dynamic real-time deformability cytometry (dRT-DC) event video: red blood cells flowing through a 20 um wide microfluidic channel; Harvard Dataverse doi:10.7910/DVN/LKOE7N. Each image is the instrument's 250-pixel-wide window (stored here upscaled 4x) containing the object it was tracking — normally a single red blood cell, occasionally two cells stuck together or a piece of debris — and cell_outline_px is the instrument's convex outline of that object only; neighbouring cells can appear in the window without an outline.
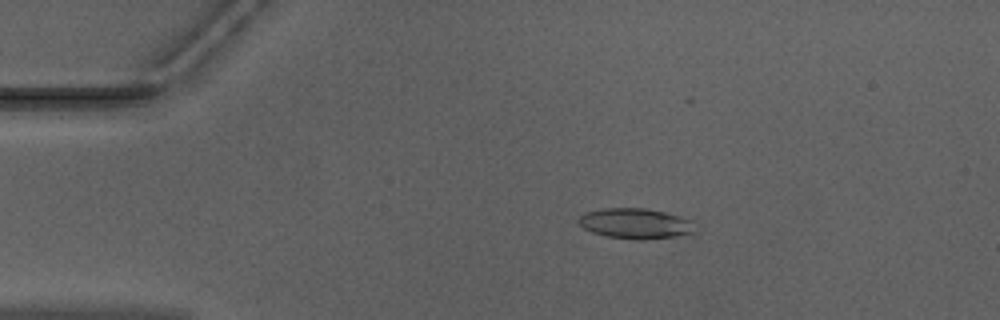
{"species": "Egyptian fruit bat (a non-hibernating species)", "species_latin": "Rousettus aegyptiacus", "temperature_condition": "warm", "stored_images_in_passage": 51, "camera_frame_rate_fps": 3000, "um_per_image_px": 0.085, "animal": {"sex": "male"}, "frame": {"image": 1, "passage_image": 9, "time_ms": 2.667, "image_size_px": [1000, 320], "cell_outline_px": [[696, 232], [672, 236], [640, 240], [636, 240], [608, 236], [592, 232], [584, 228], [576, 220], [584, 212], [604, 208], [644, 208], [664, 212], [692, 220]], "centroid_in_image_um": [53.98, 18.99], "position_along_channel_um": 31.0, "area_um2": 20.46}}
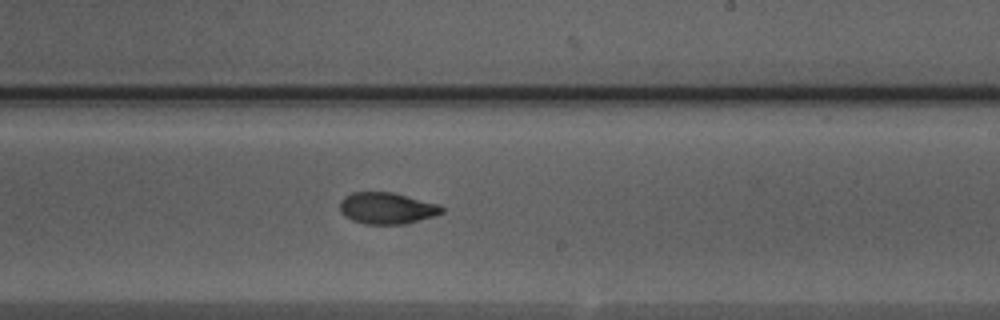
{"frame": {"image": 2, "passage_image": 30, "time_ms": 9.667, "image_size_px": [1000, 320], "cell_outline_px": [[444, 212], [436, 216], [404, 224], [364, 224], [352, 220], [344, 216], [340, 212], [340, 200], [344, 196], [352, 192], [392, 192], [436, 204], [444, 208]], "centroid_in_image_um": [32.85, 17.7], "position_along_channel_um": 256.2, "area_um2": 18.73}}
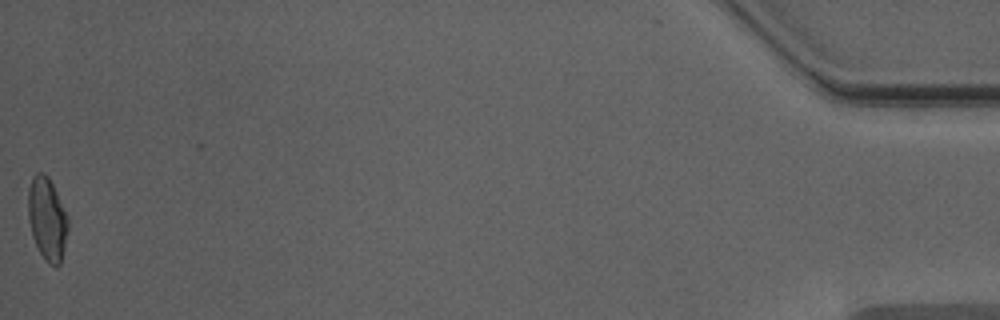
{"frame": {"image": 3, "passage_image": 51, "time_ms": 16.667, "image_size_px": [1000, 320], "cell_outline_px": [[68, 228], [64, 248], [60, 264], [48, 264], [44, 260], [32, 236], [28, 220], [28, 188], [32, 176], [36, 172], [44, 172], [48, 176], [68, 216]], "centroid_in_image_um": [3.99, 18.57], "position_along_channel_um": 431.2, "area_um2": 19.25}, "authors_computed_cell_mechanics": {"area_um2": 19.2474, "velocity_mm_per_s": 3.9605, "shape_relaxation_time_tau1_ms": null, "shape_relaxation_time_tau2_ms": 2.2667, "deformation_change_tau1": null, "deformation_change_tau2": 0.0531}}